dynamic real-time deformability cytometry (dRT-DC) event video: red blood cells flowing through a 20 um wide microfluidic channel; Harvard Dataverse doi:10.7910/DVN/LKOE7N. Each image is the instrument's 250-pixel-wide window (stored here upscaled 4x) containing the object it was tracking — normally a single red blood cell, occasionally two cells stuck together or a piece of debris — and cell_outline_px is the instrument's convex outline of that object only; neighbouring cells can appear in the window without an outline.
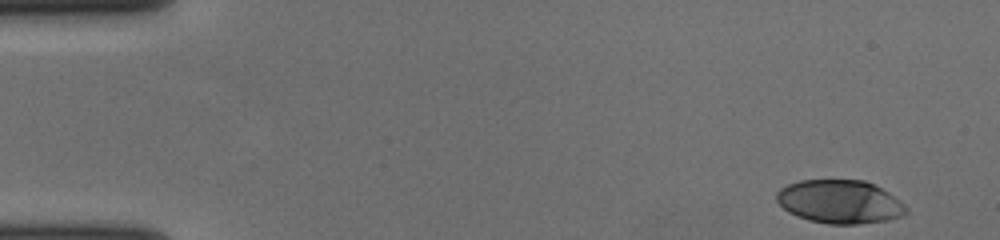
{"species": "human", "species_latin": "Homo sapiens", "temperature_condition": "cold", "stored_images_in_passage": 54, "camera_frame_rate_fps": 3000, "um_per_image_px": 0.085, "donor": {"sex": "female"}, "frame": {"image": 1, "passage_image": 1, "time_ms": 0.0, "image_size_px": [1000, 240], "cell_outline_px": [[908, 212], [904, 216], [888, 220], [856, 224], [828, 224], [808, 220], [796, 216], [788, 212], [776, 200], [776, 192], [780, 188], [788, 184], [800, 180], [864, 180], [888, 192], [904, 204], [908, 208]], "centroid_in_image_um": [71.38, 17.15], "position_along_channel_um": 13.6, "area_um2": 32.89}}
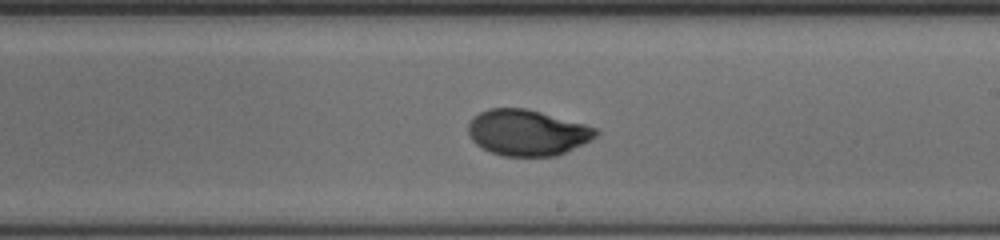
{"frame": {"image": 2, "passage_image": 31, "time_ms": 10.0, "image_size_px": [1000, 240], "cell_outline_px": [[600, 132], [592, 140], [556, 156], [504, 156], [492, 152], [476, 144], [472, 140], [468, 132], [468, 124], [480, 112], [488, 108], [524, 108], [540, 112], [584, 124], [596, 128]], "centroid_in_image_um": [44.83, 11.28], "position_along_channel_um": 244.2, "area_um2": 33.87}}
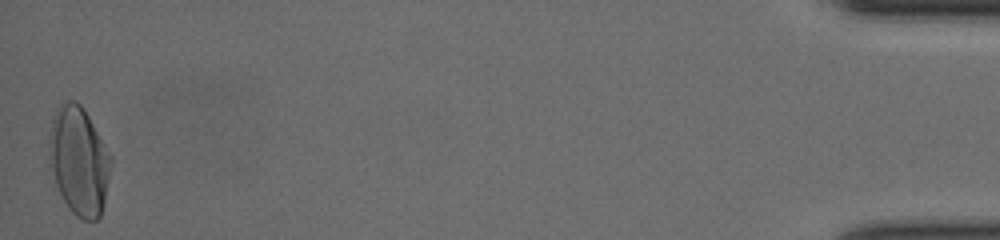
{"frame": {"image": 3, "passage_image": 54, "time_ms": 17.667, "image_size_px": [1000, 240], "cell_outline_px": [[112, 164], [104, 200], [100, 216], [96, 220], [84, 220], [76, 216], [68, 208], [56, 184], [48, 160], [52, 120], [56, 108], [68, 100], [76, 100], [80, 104], [88, 116], [112, 156]], "centroid_in_image_um": [6.72, 13.67], "position_along_channel_um": 428.5, "area_um2": 38.67}, "authors_computed_cell_mechanics": {"area_um2": 34.0442, "velocity_mm_per_s": 3.6321, "shape_relaxation_time_tau1_ms": 5.175, "shape_relaxation_time_tau2_ms": 1.1495, "deformation_change_tau1": 0.1986, "deformation_change_tau2": 0.0397}}